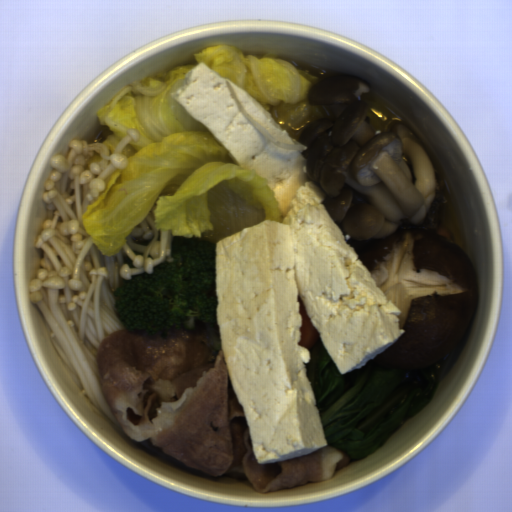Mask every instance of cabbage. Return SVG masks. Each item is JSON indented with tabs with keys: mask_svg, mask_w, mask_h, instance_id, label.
<instances>
[{
	"mask_svg": "<svg viewBox=\"0 0 512 512\" xmlns=\"http://www.w3.org/2000/svg\"><path fill=\"white\" fill-rule=\"evenodd\" d=\"M189 65L160 71L95 111L113 134L112 153L140 133L123 152L127 166L103 179L105 189L82 216L89 238L106 257H116L129 234L155 208V227L172 236L218 243L266 220L283 223L275 193L256 170L233 163L208 128L171 95L189 71L205 64L243 89L290 138L325 115L308 101L319 80L283 59L257 58L232 46L206 47Z\"/></svg>",
	"mask_w": 512,
	"mask_h": 512,
	"instance_id": "4295e07d",
	"label": "cabbage"
}]
</instances>
